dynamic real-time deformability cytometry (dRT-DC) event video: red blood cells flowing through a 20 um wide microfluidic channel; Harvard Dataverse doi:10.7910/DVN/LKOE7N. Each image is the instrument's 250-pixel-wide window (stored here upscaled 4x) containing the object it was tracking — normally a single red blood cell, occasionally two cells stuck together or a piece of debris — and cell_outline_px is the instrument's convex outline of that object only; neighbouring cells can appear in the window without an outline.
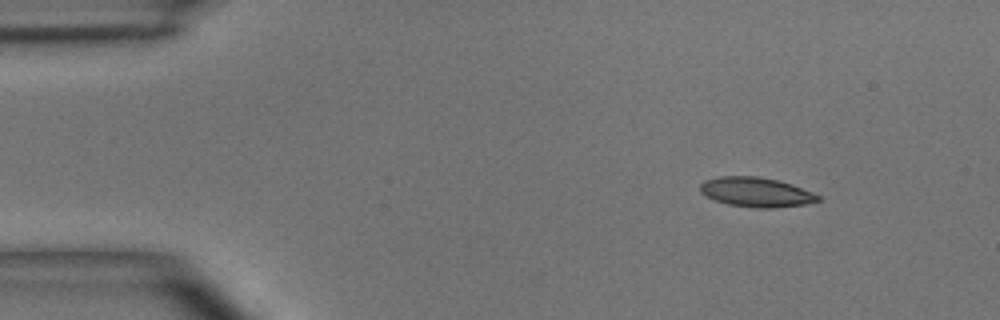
{"species": "common noctule bat (a hibernating species)", "species_latin": "Nyctalus noctula", "temperature_condition": "room temperature", "stored_images_in_passage": 4, "camera_frame_rate_fps": 3000, "um_per_image_px": 0.085, "animal": {"sex": "male", "body_mass_g": 15.6}, "frame": {"image": 1, "passage_image": 1, "time_ms": 0.0, "image_size_px": [1000, 320], "cell_outline_px": [[820, 200], [804, 204], [772, 208], [756, 208], [728, 204], [716, 200], [700, 192], [700, 184], [704, 180], [720, 176], [756, 176], [776, 180], [792, 184], [812, 192], [820, 196]], "centroid_in_image_um": [64.26, 16.32], "position_along_channel_um": 20.7, "area_um2": 20.11}}
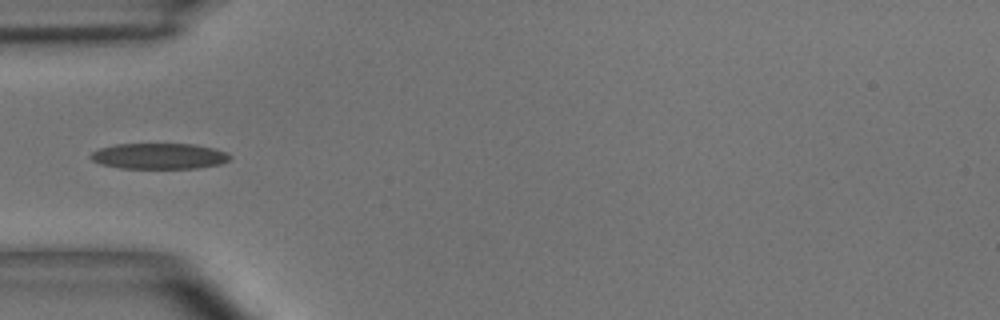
{"frame": {"image": 2, "passage_image": 4, "time_ms": 3.333, "image_size_px": [1000, 320], "cell_outline_px": [[232, 156], [228, 160], [220, 164], [196, 168], [120, 168], [100, 164], [92, 160], [88, 156], [92, 152], [100, 148], [116, 144], [196, 144], [216, 148], [228, 152]], "centroid_in_image_um": [13.54, 13.26], "position_along_channel_um": 71.5, "area_um2": 21.1}}